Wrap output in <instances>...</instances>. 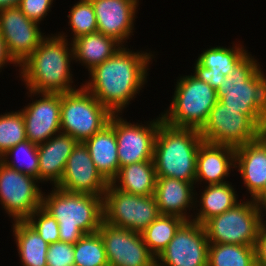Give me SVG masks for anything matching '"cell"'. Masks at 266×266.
Wrapping results in <instances>:
<instances>
[{
    "instance_id": "cell-23",
    "label": "cell",
    "mask_w": 266,
    "mask_h": 266,
    "mask_svg": "<svg viewBox=\"0 0 266 266\" xmlns=\"http://www.w3.org/2000/svg\"><path fill=\"white\" fill-rule=\"evenodd\" d=\"M97 171L110 183L118 174L120 164L114 128L107 124L102 130L84 141Z\"/></svg>"
},
{
    "instance_id": "cell-4",
    "label": "cell",
    "mask_w": 266,
    "mask_h": 266,
    "mask_svg": "<svg viewBox=\"0 0 266 266\" xmlns=\"http://www.w3.org/2000/svg\"><path fill=\"white\" fill-rule=\"evenodd\" d=\"M250 52L219 85L218 100L249 116L266 132V73ZM265 73V74H264Z\"/></svg>"
},
{
    "instance_id": "cell-36",
    "label": "cell",
    "mask_w": 266,
    "mask_h": 266,
    "mask_svg": "<svg viewBox=\"0 0 266 266\" xmlns=\"http://www.w3.org/2000/svg\"><path fill=\"white\" fill-rule=\"evenodd\" d=\"M47 266H70L74 264V244L58 241L49 244Z\"/></svg>"
},
{
    "instance_id": "cell-21",
    "label": "cell",
    "mask_w": 266,
    "mask_h": 266,
    "mask_svg": "<svg viewBox=\"0 0 266 266\" xmlns=\"http://www.w3.org/2000/svg\"><path fill=\"white\" fill-rule=\"evenodd\" d=\"M195 185L176 178L157 177L154 197L161 215L192 220L190 211H195Z\"/></svg>"
},
{
    "instance_id": "cell-12",
    "label": "cell",
    "mask_w": 266,
    "mask_h": 266,
    "mask_svg": "<svg viewBox=\"0 0 266 266\" xmlns=\"http://www.w3.org/2000/svg\"><path fill=\"white\" fill-rule=\"evenodd\" d=\"M121 115L113 114L109 120L115 131L120 168L128 164L153 160L157 131L163 121L161 114L152 121H144V124L128 122Z\"/></svg>"
},
{
    "instance_id": "cell-17",
    "label": "cell",
    "mask_w": 266,
    "mask_h": 266,
    "mask_svg": "<svg viewBox=\"0 0 266 266\" xmlns=\"http://www.w3.org/2000/svg\"><path fill=\"white\" fill-rule=\"evenodd\" d=\"M108 182L97 171L84 142H77L56 187L72 192L104 197Z\"/></svg>"
},
{
    "instance_id": "cell-22",
    "label": "cell",
    "mask_w": 266,
    "mask_h": 266,
    "mask_svg": "<svg viewBox=\"0 0 266 266\" xmlns=\"http://www.w3.org/2000/svg\"><path fill=\"white\" fill-rule=\"evenodd\" d=\"M77 140L65 133H58L45 143L38 145L39 172L38 180L41 184L50 182L56 186L64 173L68 157L71 155Z\"/></svg>"
},
{
    "instance_id": "cell-31",
    "label": "cell",
    "mask_w": 266,
    "mask_h": 266,
    "mask_svg": "<svg viewBox=\"0 0 266 266\" xmlns=\"http://www.w3.org/2000/svg\"><path fill=\"white\" fill-rule=\"evenodd\" d=\"M2 162L10 168L38 179V145L32 143L28 139L19 142L17 145L5 152L2 155Z\"/></svg>"
},
{
    "instance_id": "cell-8",
    "label": "cell",
    "mask_w": 266,
    "mask_h": 266,
    "mask_svg": "<svg viewBox=\"0 0 266 266\" xmlns=\"http://www.w3.org/2000/svg\"><path fill=\"white\" fill-rule=\"evenodd\" d=\"M112 115L82 85L74 91L61 94V132L78 142H84L102 130L109 124Z\"/></svg>"
},
{
    "instance_id": "cell-35",
    "label": "cell",
    "mask_w": 266,
    "mask_h": 266,
    "mask_svg": "<svg viewBox=\"0 0 266 266\" xmlns=\"http://www.w3.org/2000/svg\"><path fill=\"white\" fill-rule=\"evenodd\" d=\"M48 244L60 241L57 220L39 207L25 220Z\"/></svg>"
},
{
    "instance_id": "cell-15",
    "label": "cell",
    "mask_w": 266,
    "mask_h": 266,
    "mask_svg": "<svg viewBox=\"0 0 266 266\" xmlns=\"http://www.w3.org/2000/svg\"><path fill=\"white\" fill-rule=\"evenodd\" d=\"M17 7L0 11V34L12 59L20 65L47 36Z\"/></svg>"
},
{
    "instance_id": "cell-34",
    "label": "cell",
    "mask_w": 266,
    "mask_h": 266,
    "mask_svg": "<svg viewBox=\"0 0 266 266\" xmlns=\"http://www.w3.org/2000/svg\"><path fill=\"white\" fill-rule=\"evenodd\" d=\"M25 121L21 110L0 114V155L26 140Z\"/></svg>"
},
{
    "instance_id": "cell-32",
    "label": "cell",
    "mask_w": 266,
    "mask_h": 266,
    "mask_svg": "<svg viewBox=\"0 0 266 266\" xmlns=\"http://www.w3.org/2000/svg\"><path fill=\"white\" fill-rule=\"evenodd\" d=\"M74 264L77 266H109L105 245L99 232L85 234L74 244Z\"/></svg>"
},
{
    "instance_id": "cell-33",
    "label": "cell",
    "mask_w": 266,
    "mask_h": 266,
    "mask_svg": "<svg viewBox=\"0 0 266 266\" xmlns=\"http://www.w3.org/2000/svg\"><path fill=\"white\" fill-rule=\"evenodd\" d=\"M67 17L69 20L68 26L71 30L70 35L72 34L73 38H67L68 35L62 31L58 32L59 36L71 39L72 42L81 36L97 32V20L90 0H78L77 3L73 4Z\"/></svg>"
},
{
    "instance_id": "cell-16",
    "label": "cell",
    "mask_w": 266,
    "mask_h": 266,
    "mask_svg": "<svg viewBox=\"0 0 266 266\" xmlns=\"http://www.w3.org/2000/svg\"><path fill=\"white\" fill-rule=\"evenodd\" d=\"M27 95L32 103L30 100L27 106L20 109L25 121L26 138L39 145L61 132V93H36L28 90Z\"/></svg>"
},
{
    "instance_id": "cell-19",
    "label": "cell",
    "mask_w": 266,
    "mask_h": 266,
    "mask_svg": "<svg viewBox=\"0 0 266 266\" xmlns=\"http://www.w3.org/2000/svg\"><path fill=\"white\" fill-rule=\"evenodd\" d=\"M235 170L249 199H255L266 185V132L255 141L235 147Z\"/></svg>"
},
{
    "instance_id": "cell-25",
    "label": "cell",
    "mask_w": 266,
    "mask_h": 266,
    "mask_svg": "<svg viewBox=\"0 0 266 266\" xmlns=\"http://www.w3.org/2000/svg\"><path fill=\"white\" fill-rule=\"evenodd\" d=\"M74 62L80 63L88 72L110 58L122 45L101 32L89 33L72 42Z\"/></svg>"
},
{
    "instance_id": "cell-18",
    "label": "cell",
    "mask_w": 266,
    "mask_h": 266,
    "mask_svg": "<svg viewBox=\"0 0 266 266\" xmlns=\"http://www.w3.org/2000/svg\"><path fill=\"white\" fill-rule=\"evenodd\" d=\"M95 11L97 31L114 38L122 46L131 39L139 0H90Z\"/></svg>"
},
{
    "instance_id": "cell-6",
    "label": "cell",
    "mask_w": 266,
    "mask_h": 266,
    "mask_svg": "<svg viewBox=\"0 0 266 266\" xmlns=\"http://www.w3.org/2000/svg\"><path fill=\"white\" fill-rule=\"evenodd\" d=\"M176 80L171 104L161 113L162 119L173 127L200 130L218 101L217 92L192 73Z\"/></svg>"
},
{
    "instance_id": "cell-9",
    "label": "cell",
    "mask_w": 266,
    "mask_h": 266,
    "mask_svg": "<svg viewBox=\"0 0 266 266\" xmlns=\"http://www.w3.org/2000/svg\"><path fill=\"white\" fill-rule=\"evenodd\" d=\"M104 222L142 233L160 215L154 195L129 194L108 184L103 197Z\"/></svg>"
},
{
    "instance_id": "cell-20",
    "label": "cell",
    "mask_w": 266,
    "mask_h": 266,
    "mask_svg": "<svg viewBox=\"0 0 266 266\" xmlns=\"http://www.w3.org/2000/svg\"><path fill=\"white\" fill-rule=\"evenodd\" d=\"M235 169V147L202 142L196 162L195 184L215 185L229 182ZM227 180V181H226Z\"/></svg>"
},
{
    "instance_id": "cell-42",
    "label": "cell",
    "mask_w": 266,
    "mask_h": 266,
    "mask_svg": "<svg viewBox=\"0 0 266 266\" xmlns=\"http://www.w3.org/2000/svg\"><path fill=\"white\" fill-rule=\"evenodd\" d=\"M21 0H0V11L6 8L17 7Z\"/></svg>"
},
{
    "instance_id": "cell-10",
    "label": "cell",
    "mask_w": 266,
    "mask_h": 266,
    "mask_svg": "<svg viewBox=\"0 0 266 266\" xmlns=\"http://www.w3.org/2000/svg\"><path fill=\"white\" fill-rule=\"evenodd\" d=\"M206 143L237 147L258 139L264 131L241 110H233L219 100L199 130Z\"/></svg>"
},
{
    "instance_id": "cell-24",
    "label": "cell",
    "mask_w": 266,
    "mask_h": 266,
    "mask_svg": "<svg viewBox=\"0 0 266 266\" xmlns=\"http://www.w3.org/2000/svg\"><path fill=\"white\" fill-rule=\"evenodd\" d=\"M198 194L195 191V208L192 221L203 225L208 219L220 215L236 205L240 200L237 191L231 182L215 185H204ZM200 195V196H199ZM199 196V197H198ZM199 198V199H198ZM198 199V200H197ZM200 200V201H199ZM200 207V208H197Z\"/></svg>"
},
{
    "instance_id": "cell-29",
    "label": "cell",
    "mask_w": 266,
    "mask_h": 266,
    "mask_svg": "<svg viewBox=\"0 0 266 266\" xmlns=\"http://www.w3.org/2000/svg\"><path fill=\"white\" fill-rule=\"evenodd\" d=\"M208 266H257L255 246L209 244Z\"/></svg>"
},
{
    "instance_id": "cell-11",
    "label": "cell",
    "mask_w": 266,
    "mask_h": 266,
    "mask_svg": "<svg viewBox=\"0 0 266 266\" xmlns=\"http://www.w3.org/2000/svg\"><path fill=\"white\" fill-rule=\"evenodd\" d=\"M39 183L0 161V204L11 221H25L41 207L43 191Z\"/></svg>"
},
{
    "instance_id": "cell-3",
    "label": "cell",
    "mask_w": 266,
    "mask_h": 266,
    "mask_svg": "<svg viewBox=\"0 0 266 266\" xmlns=\"http://www.w3.org/2000/svg\"><path fill=\"white\" fill-rule=\"evenodd\" d=\"M43 192L41 207L59 226L60 241L75 244L85 234L98 232L104 221L103 197L72 193L53 186Z\"/></svg>"
},
{
    "instance_id": "cell-2",
    "label": "cell",
    "mask_w": 266,
    "mask_h": 266,
    "mask_svg": "<svg viewBox=\"0 0 266 266\" xmlns=\"http://www.w3.org/2000/svg\"><path fill=\"white\" fill-rule=\"evenodd\" d=\"M71 61L74 57L70 40L58 34H47L34 52L19 65V78L26 85V90L36 93L71 92L78 89L72 84Z\"/></svg>"
},
{
    "instance_id": "cell-26",
    "label": "cell",
    "mask_w": 266,
    "mask_h": 266,
    "mask_svg": "<svg viewBox=\"0 0 266 266\" xmlns=\"http://www.w3.org/2000/svg\"><path fill=\"white\" fill-rule=\"evenodd\" d=\"M157 174L153 160L128 164L119 168L118 174L110 182L123 192L149 196L154 195Z\"/></svg>"
},
{
    "instance_id": "cell-14",
    "label": "cell",
    "mask_w": 266,
    "mask_h": 266,
    "mask_svg": "<svg viewBox=\"0 0 266 266\" xmlns=\"http://www.w3.org/2000/svg\"><path fill=\"white\" fill-rule=\"evenodd\" d=\"M109 266H156L142 234L102 222L99 230Z\"/></svg>"
},
{
    "instance_id": "cell-1",
    "label": "cell",
    "mask_w": 266,
    "mask_h": 266,
    "mask_svg": "<svg viewBox=\"0 0 266 266\" xmlns=\"http://www.w3.org/2000/svg\"><path fill=\"white\" fill-rule=\"evenodd\" d=\"M152 53L122 46L89 71V79L82 86L113 114H123L148 82L149 65L156 58Z\"/></svg>"
},
{
    "instance_id": "cell-39",
    "label": "cell",
    "mask_w": 266,
    "mask_h": 266,
    "mask_svg": "<svg viewBox=\"0 0 266 266\" xmlns=\"http://www.w3.org/2000/svg\"><path fill=\"white\" fill-rule=\"evenodd\" d=\"M256 265L266 266V222L260 227L255 245Z\"/></svg>"
},
{
    "instance_id": "cell-41",
    "label": "cell",
    "mask_w": 266,
    "mask_h": 266,
    "mask_svg": "<svg viewBox=\"0 0 266 266\" xmlns=\"http://www.w3.org/2000/svg\"><path fill=\"white\" fill-rule=\"evenodd\" d=\"M254 201L266 213V185Z\"/></svg>"
},
{
    "instance_id": "cell-7",
    "label": "cell",
    "mask_w": 266,
    "mask_h": 266,
    "mask_svg": "<svg viewBox=\"0 0 266 266\" xmlns=\"http://www.w3.org/2000/svg\"><path fill=\"white\" fill-rule=\"evenodd\" d=\"M244 200L240 199L232 208L203 224L209 244L256 245L266 213L253 199L245 197Z\"/></svg>"
},
{
    "instance_id": "cell-40",
    "label": "cell",
    "mask_w": 266,
    "mask_h": 266,
    "mask_svg": "<svg viewBox=\"0 0 266 266\" xmlns=\"http://www.w3.org/2000/svg\"><path fill=\"white\" fill-rule=\"evenodd\" d=\"M9 64H13L16 68L19 67V65L9 55L5 41L0 34V73L2 72V69H4L5 66L7 67Z\"/></svg>"
},
{
    "instance_id": "cell-28",
    "label": "cell",
    "mask_w": 266,
    "mask_h": 266,
    "mask_svg": "<svg viewBox=\"0 0 266 266\" xmlns=\"http://www.w3.org/2000/svg\"><path fill=\"white\" fill-rule=\"evenodd\" d=\"M233 46H210L198 55L197 62L212 72L228 76L234 67L249 53L241 42ZM245 48V49H244Z\"/></svg>"
},
{
    "instance_id": "cell-30",
    "label": "cell",
    "mask_w": 266,
    "mask_h": 266,
    "mask_svg": "<svg viewBox=\"0 0 266 266\" xmlns=\"http://www.w3.org/2000/svg\"><path fill=\"white\" fill-rule=\"evenodd\" d=\"M184 222L185 220L180 217L160 215L141 233L149 251L157 257Z\"/></svg>"
},
{
    "instance_id": "cell-37",
    "label": "cell",
    "mask_w": 266,
    "mask_h": 266,
    "mask_svg": "<svg viewBox=\"0 0 266 266\" xmlns=\"http://www.w3.org/2000/svg\"><path fill=\"white\" fill-rule=\"evenodd\" d=\"M53 2L54 0H21L18 7L31 21L41 24L51 11Z\"/></svg>"
},
{
    "instance_id": "cell-38",
    "label": "cell",
    "mask_w": 266,
    "mask_h": 266,
    "mask_svg": "<svg viewBox=\"0 0 266 266\" xmlns=\"http://www.w3.org/2000/svg\"><path fill=\"white\" fill-rule=\"evenodd\" d=\"M193 70V75H195L200 81H204L205 83L210 85L215 90L218 89L219 85H221L223 80H226V76H224L222 72H212V70L201 66L196 60L194 63Z\"/></svg>"
},
{
    "instance_id": "cell-27",
    "label": "cell",
    "mask_w": 266,
    "mask_h": 266,
    "mask_svg": "<svg viewBox=\"0 0 266 266\" xmlns=\"http://www.w3.org/2000/svg\"><path fill=\"white\" fill-rule=\"evenodd\" d=\"M11 223L21 266H47L49 244L26 221Z\"/></svg>"
},
{
    "instance_id": "cell-5",
    "label": "cell",
    "mask_w": 266,
    "mask_h": 266,
    "mask_svg": "<svg viewBox=\"0 0 266 266\" xmlns=\"http://www.w3.org/2000/svg\"><path fill=\"white\" fill-rule=\"evenodd\" d=\"M203 141L198 129L173 127L162 121L153 153L157 177L195 184L197 153Z\"/></svg>"
},
{
    "instance_id": "cell-13",
    "label": "cell",
    "mask_w": 266,
    "mask_h": 266,
    "mask_svg": "<svg viewBox=\"0 0 266 266\" xmlns=\"http://www.w3.org/2000/svg\"><path fill=\"white\" fill-rule=\"evenodd\" d=\"M208 247L204 226L185 221L156 257V266H208Z\"/></svg>"
}]
</instances>
